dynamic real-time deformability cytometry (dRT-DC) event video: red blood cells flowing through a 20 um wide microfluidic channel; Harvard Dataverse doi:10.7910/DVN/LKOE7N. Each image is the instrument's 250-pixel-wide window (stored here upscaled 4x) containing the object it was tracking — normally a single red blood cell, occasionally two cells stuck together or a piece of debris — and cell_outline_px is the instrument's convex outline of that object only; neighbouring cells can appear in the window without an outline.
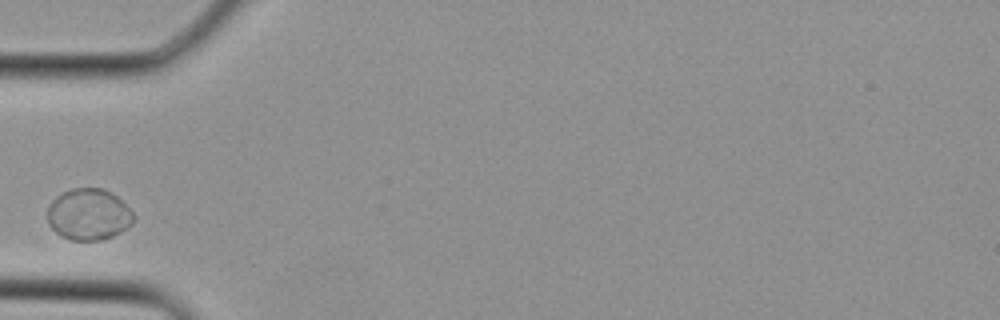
{"species": "Egyptian fruit bat (a non-hibernating species)", "species_latin": "Rousettus aegyptiacus", "temperature_condition": "cold", "stored_images_in_passage": 3, "camera_frame_rate_fps": 3000, "um_per_image_px": 0.085, "animal": {"sex": "female"}, "frame": {"image": 1, "passage_image": 3, "time_ms": 0.667, "image_size_px": [1000, 320], "cell_outline_px": [[136, 220], [132, 224], [120, 232], [112, 236], [100, 240], [72, 240], [56, 232], [48, 224], [48, 208], [52, 200], [56, 196], [72, 188], [104, 188], [112, 192], [136, 216]], "centroid_in_image_um": [7.55, 18.22], "position_along_channel_um": 77.4, "area_um2": 25.72}}